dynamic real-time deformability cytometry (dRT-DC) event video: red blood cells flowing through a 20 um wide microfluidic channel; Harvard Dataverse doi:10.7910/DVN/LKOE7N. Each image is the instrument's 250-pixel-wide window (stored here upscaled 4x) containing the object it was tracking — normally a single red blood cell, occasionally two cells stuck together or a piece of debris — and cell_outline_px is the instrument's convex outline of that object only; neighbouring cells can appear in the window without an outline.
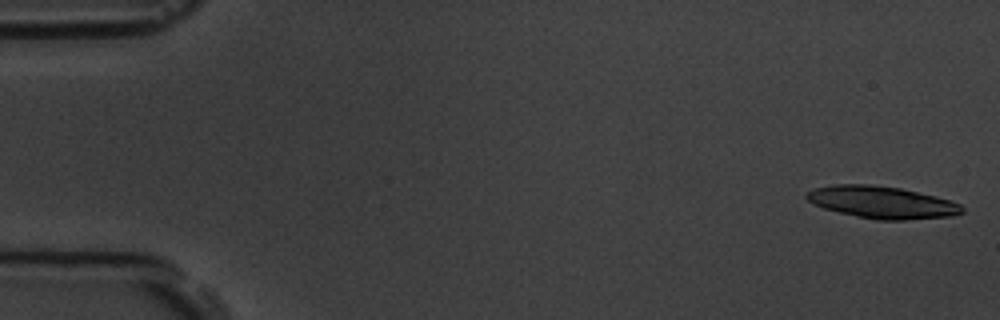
{"species": "common noctule bat (a hibernating species)", "species_latin": "Nyctalus noctula", "temperature_condition": "room temperature", "stored_images_in_passage": 5, "camera_frame_rate_fps": 3000, "um_per_image_px": 0.085, "animal": {"sex": "male", "body_mass_g": 19.5, "forearm_length_mm": 54.6}, "frame": {"image": 1, "passage_image": 1, "time_ms": 0.0, "image_size_px": [1000, 320], "cell_outline_px": [[964, 212], [952, 216], [904, 220], [876, 220], [856, 216], [824, 208], [812, 204], [804, 196], [808, 192], [816, 188], [832, 184], [868, 184], [900, 188], [936, 196], [960, 204], [964, 208]], "centroid_in_image_um": [74.96, 17.2], "position_along_channel_um": 10.0, "area_um2": 29.07}}